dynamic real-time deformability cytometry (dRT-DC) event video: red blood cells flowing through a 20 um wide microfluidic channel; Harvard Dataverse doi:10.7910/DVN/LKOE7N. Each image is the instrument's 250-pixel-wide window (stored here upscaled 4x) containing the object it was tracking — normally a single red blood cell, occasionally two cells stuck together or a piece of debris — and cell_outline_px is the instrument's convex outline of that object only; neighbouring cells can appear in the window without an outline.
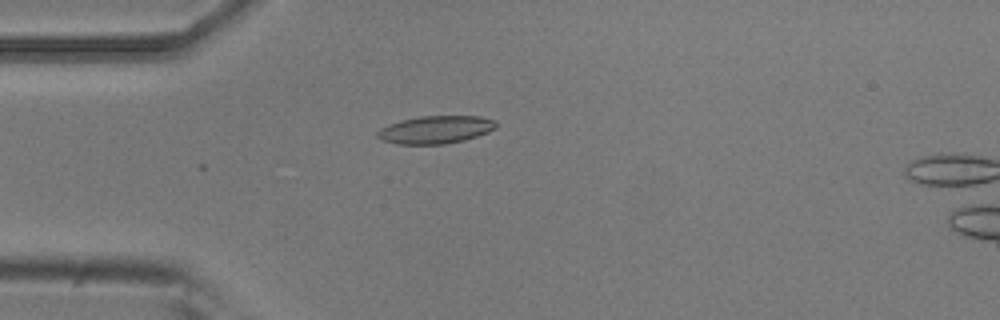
{"species": "common noctule bat (a hibernating species)", "species_latin": "Nyctalus noctula", "temperature_condition": "room temperature", "stored_images_in_passage": 2, "camera_frame_rate_fps": 3000, "um_per_image_px": 0.085, "animal": {"sex": "male", "body_mass_g": 20.5, "forearm_length_mm": 52.5}, "frame": {"image": 1, "passage_image": 1, "time_ms": 0.0, "image_size_px": [1000, 320], "cell_outline_px": [[496, 128], [488, 132], [464, 140], [444, 144], [396, 144], [380, 140], [376, 136], [376, 132], [380, 128], [400, 120], [420, 116], [480, 116], [496, 120]], "centroid_in_image_um": [37.0, 11.02], "position_along_channel_um": 48.0, "area_um2": 19.31}}